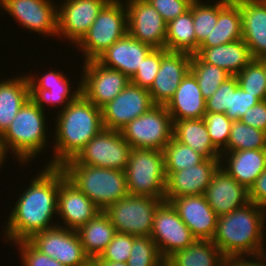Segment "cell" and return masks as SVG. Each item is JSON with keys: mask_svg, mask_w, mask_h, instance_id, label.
I'll list each match as a JSON object with an SVG mask.
<instances>
[{"mask_svg": "<svg viewBox=\"0 0 266 266\" xmlns=\"http://www.w3.org/2000/svg\"><path fill=\"white\" fill-rule=\"evenodd\" d=\"M190 72L195 76L201 93L206 100L231 76L224 69L203 62L196 54H192Z\"/></svg>", "mask_w": 266, "mask_h": 266, "instance_id": "35", "label": "cell"}, {"mask_svg": "<svg viewBox=\"0 0 266 266\" xmlns=\"http://www.w3.org/2000/svg\"><path fill=\"white\" fill-rule=\"evenodd\" d=\"M249 201L266 210V170L255 180L248 190Z\"/></svg>", "mask_w": 266, "mask_h": 266, "instance_id": "49", "label": "cell"}, {"mask_svg": "<svg viewBox=\"0 0 266 266\" xmlns=\"http://www.w3.org/2000/svg\"><path fill=\"white\" fill-rule=\"evenodd\" d=\"M101 210L70 180L65 178L59 184L57 214L65 228L78 230Z\"/></svg>", "mask_w": 266, "mask_h": 266, "instance_id": "23", "label": "cell"}, {"mask_svg": "<svg viewBox=\"0 0 266 266\" xmlns=\"http://www.w3.org/2000/svg\"><path fill=\"white\" fill-rule=\"evenodd\" d=\"M165 266H226V257L211 240H196L170 255Z\"/></svg>", "mask_w": 266, "mask_h": 266, "instance_id": "32", "label": "cell"}, {"mask_svg": "<svg viewBox=\"0 0 266 266\" xmlns=\"http://www.w3.org/2000/svg\"><path fill=\"white\" fill-rule=\"evenodd\" d=\"M204 197L218 216L231 213L250 202L248 190L221 166L214 173Z\"/></svg>", "mask_w": 266, "mask_h": 266, "instance_id": "22", "label": "cell"}, {"mask_svg": "<svg viewBox=\"0 0 266 266\" xmlns=\"http://www.w3.org/2000/svg\"><path fill=\"white\" fill-rule=\"evenodd\" d=\"M165 172H175L202 163L206 158L191 147L182 144L174 137L162 150Z\"/></svg>", "mask_w": 266, "mask_h": 266, "instance_id": "36", "label": "cell"}, {"mask_svg": "<svg viewBox=\"0 0 266 266\" xmlns=\"http://www.w3.org/2000/svg\"><path fill=\"white\" fill-rule=\"evenodd\" d=\"M242 16V39L254 59L266 56V2L237 0Z\"/></svg>", "mask_w": 266, "mask_h": 266, "instance_id": "24", "label": "cell"}, {"mask_svg": "<svg viewBox=\"0 0 266 266\" xmlns=\"http://www.w3.org/2000/svg\"><path fill=\"white\" fill-rule=\"evenodd\" d=\"M0 6L28 30L53 36L58 34V7L50 0H3Z\"/></svg>", "mask_w": 266, "mask_h": 266, "instance_id": "19", "label": "cell"}, {"mask_svg": "<svg viewBox=\"0 0 266 266\" xmlns=\"http://www.w3.org/2000/svg\"><path fill=\"white\" fill-rule=\"evenodd\" d=\"M87 266H96L92 261Z\"/></svg>", "mask_w": 266, "mask_h": 266, "instance_id": "54", "label": "cell"}, {"mask_svg": "<svg viewBox=\"0 0 266 266\" xmlns=\"http://www.w3.org/2000/svg\"><path fill=\"white\" fill-rule=\"evenodd\" d=\"M66 178L64 170L46 166L29 184L11 210L5 237L13 242L29 240L34 234L58 225H52L57 213L59 184Z\"/></svg>", "mask_w": 266, "mask_h": 266, "instance_id": "1", "label": "cell"}, {"mask_svg": "<svg viewBox=\"0 0 266 266\" xmlns=\"http://www.w3.org/2000/svg\"><path fill=\"white\" fill-rule=\"evenodd\" d=\"M201 2L200 0H194L190 5L196 35V52L208 35H210L213 28H215L218 19V2L214 5Z\"/></svg>", "mask_w": 266, "mask_h": 266, "instance_id": "38", "label": "cell"}, {"mask_svg": "<svg viewBox=\"0 0 266 266\" xmlns=\"http://www.w3.org/2000/svg\"><path fill=\"white\" fill-rule=\"evenodd\" d=\"M192 54L161 48V64L153 84L148 89L154 104L166 105L174 96L182 79L190 71Z\"/></svg>", "mask_w": 266, "mask_h": 266, "instance_id": "17", "label": "cell"}, {"mask_svg": "<svg viewBox=\"0 0 266 266\" xmlns=\"http://www.w3.org/2000/svg\"><path fill=\"white\" fill-rule=\"evenodd\" d=\"M134 236L116 232L112 241L107 245L100 256L93 260H106L111 262H127L131 254Z\"/></svg>", "mask_w": 266, "mask_h": 266, "instance_id": "42", "label": "cell"}, {"mask_svg": "<svg viewBox=\"0 0 266 266\" xmlns=\"http://www.w3.org/2000/svg\"><path fill=\"white\" fill-rule=\"evenodd\" d=\"M27 77L30 85V99L42 110H45L43 103L65 104L64 109L81 93V83L79 82V87L71 94L69 80L61 72H47L38 79L29 75Z\"/></svg>", "mask_w": 266, "mask_h": 266, "instance_id": "25", "label": "cell"}, {"mask_svg": "<svg viewBox=\"0 0 266 266\" xmlns=\"http://www.w3.org/2000/svg\"><path fill=\"white\" fill-rule=\"evenodd\" d=\"M128 33L152 48H165L166 26L160 13L147 0H126Z\"/></svg>", "mask_w": 266, "mask_h": 266, "instance_id": "15", "label": "cell"}, {"mask_svg": "<svg viewBox=\"0 0 266 266\" xmlns=\"http://www.w3.org/2000/svg\"><path fill=\"white\" fill-rule=\"evenodd\" d=\"M173 137L206 159L221 158V153L214 147L203 118L175 120Z\"/></svg>", "mask_w": 266, "mask_h": 266, "instance_id": "30", "label": "cell"}, {"mask_svg": "<svg viewBox=\"0 0 266 266\" xmlns=\"http://www.w3.org/2000/svg\"><path fill=\"white\" fill-rule=\"evenodd\" d=\"M265 137L266 132L246 125L240 120L233 121L224 152L265 149Z\"/></svg>", "mask_w": 266, "mask_h": 266, "instance_id": "37", "label": "cell"}, {"mask_svg": "<svg viewBox=\"0 0 266 266\" xmlns=\"http://www.w3.org/2000/svg\"><path fill=\"white\" fill-rule=\"evenodd\" d=\"M192 10L169 21L166 26L165 49L168 51L196 53V35Z\"/></svg>", "mask_w": 266, "mask_h": 266, "instance_id": "34", "label": "cell"}, {"mask_svg": "<svg viewBox=\"0 0 266 266\" xmlns=\"http://www.w3.org/2000/svg\"><path fill=\"white\" fill-rule=\"evenodd\" d=\"M131 150L121 131L103 129L73 159L81 165L125 171Z\"/></svg>", "mask_w": 266, "mask_h": 266, "instance_id": "10", "label": "cell"}, {"mask_svg": "<svg viewBox=\"0 0 266 266\" xmlns=\"http://www.w3.org/2000/svg\"><path fill=\"white\" fill-rule=\"evenodd\" d=\"M239 86L236 76H230L217 89V91L206 100V112L225 113L230 108V92Z\"/></svg>", "mask_w": 266, "mask_h": 266, "instance_id": "44", "label": "cell"}, {"mask_svg": "<svg viewBox=\"0 0 266 266\" xmlns=\"http://www.w3.org/2000/svg\"><path fill=\"white\" fill-rule=\"evenodd\" d=\"M83 250L92 261L100 256L116 233L109 217L104 211L96 214L88 223L77 230Z\"/></svg>", "mask_w": 266, "mask_h": 266, "instance_id": "33", "label": "cell"}, {"mask_svg": "<svg viewBox=\"0 0 266 266\" xmlns=\"http://www.w3.org/2000/svg\"><path fill=\"white\" fill-rule=\"evenodd\" d=\"M5 154H7V153H6V151H5L3 145L1 144V141H0V166L1 167H2V163H4L3 161H4L5 157H6Z\"/></svg>", "mask_w": 266, "mask_h": 266, "instance_id": "52", "label": "cell"}, {"mask_svg": "<svg viewBox=\"0 0 266 266\" xmlns=\"http://www.w3.org/2000/svg\"><path fill=\"white\" fill-rule=\"evenodd\" d=\"M172 121L202 119L206 113L203 97L195 76L189 71L182 79L174 96L165 105Z\"/></svg>", "mask_w": 266, "mask_h": 266, "instance_id": "26", "label": "cell"}, {"mask_svg": "<svg viewBox=\"0 0 266 266\" xmlns=\"http://www.w3.org/2000/svg\"><path fill=\"white\" fill-rule=\"evenodd\" d=\"M240 121L266 132V100H262L255 106L249 108L243 117H241Z\"/></svg>", "mask_w": 266, "mask_h": 266, "instance_id": "48", "label": "cell"}, {"mask_svg": "<svg viewBox=\"0 0 266 266\" xmlns=\"http://www.w3.org/2000/svg\"><path fill=\"white\" fill-rule=\"evenodd\" d=\"M120 0H110L97 15L88 32L77 43L87 60L101 53L128 33L127 9ZM124 5V6H123ZM84 50V51H83Z\"/></svg>", "mask_w": 266, "mask_h": 266, "instance_id": "7", "label": "cell"}, {"mask_svg": "<svg viewBox=\"0 0 266 266\" xmlns=\"http://www.w3.org/2000/svg\"><path fill=\"white\" fill-rule=\"evenodd\" d=\"M120 131L132 148L163 150L173 137V121L165 105L155 104Z\"/></svg>", "mask_w": 266, "mask_h": 266, "instance_id": "8", "label": "cell"}, {"mask_svg": "<svg viewBox=\"0 0 266 266\" xmlns=\"http://www.w3.org/2000/svg\"><path fill=\"white\" fill-rule=\"evenodd\" d=\"M214 147L222 154L228 144L233 121L225 113L206 112L203 117Z\"/></svg>", "mask_w": 266, "mask_h": 266, "instance_id": "41", "label": "cell"}, {"mask_svg": "<svg viewBox=\"0 0 266 266\" xmlns=\"http://www.w3.org/2000/svg\"><path fill=\"white\" fill-rule=\"evenodd\" d=\"M170 203L197 240L213 238L218 215L207 203L204 194L180 196Z\"/></svg>", "mask_w": 266, "mask_h": 266, "instance_id": "20", "label": "cell"}, {"mask_svg": "<svg viewBox=\"0 0 266 266\" xmlns=\"http://www.w3.org/2000/svg\"><path fill=\"white\" fill-rule=\"evenodd\" d=\"M30 98L28 77L0 82V136L6 131L23 104Z\"/></svg>", "mask_w": 266, "mask_h": 266, "instance_id": "31", "label": "cell"}, {"mask_svg": "<svg viewBox=\"0 0 266 266\" xmlns=\"http://www.w3.org/2000/svg\"><path fill=\"white\" fill-rule=\"evenodd\" d=\"M221 154V167L239 184L243 185L247 190L253 185L255 180L266 170V150L265 149H249L233 152H224ZM227 154V155H226ZM227 166H222L224 159ZM229 156V157H228Z\"/></svg>", "mask_w": 266, "mask_h": 266, "instance_id": "27", "label": "cell"}, {"mask_svg": "<svg viewBox=\"0 0 266 266\" xmlns=\"http://www.w3.org/2000/svg\"><path fill=\"white\" fill-rule=\"evenodd\" d=\"M246 255H239V256H232L229 258H226V266H266V264L264 263V258H266V254L260 253V254H256V255H251V257L254 259L256 258L257 261H252L253 259L249 260H245L244 257Z\"/></svg>", "mask_w": 266, "mask_h": 266, "instance_id": "50", "label": "cell"}, {"mask_svg": "<svg viewBox=\"0 0 266 266\" xmlns=\"http://www.w3.org/2000/svg\"><path fill=\"white\" fill-rule=\"evenodd\" d=\"M28 241L38 251L64 266H87L91 262L83 250L78 232L64 225L38 232Z\"/></svg>", "mask_w": 266, "mask_h": 266, "instance_id": "11", "label": "cell"}, {"mask_svg": "<svg viewBox=\"0 0 266 266\" xmlns=\"http://www.w3.org/2000/svg\"><path fill=\"white\" fill-rule=\"evenodd\" d=\"M260 102L254 95L245 92L238 86L234 92H230V108L225 115L232 121L240 120L249 108Z\"/></svg>", "mask_w": 266, "mask_h": 266, "instance_id": "45", "label": "cell"}, {"mask_svg": "<svg viewBox=\"0 0 266 266\" xmlns=\"http://www.w3.org/2000/svg\"><path fill=\"white\" fill-rule=\"evenodd\" d=\"M57 10V36L78 43L110 0H64ZM61 33V34H60Z\"/></svg>", "mask_w": 266, "mask_h": 266, "instance_id": "16", "label": "cell"}, {"mask_svg": "<svg viewBox=\"0 0 266 266\" xmlns=\"http://www.w3.org/2000/svg\"><path fill=\"white\" fill-rule=\"evenodd\" d=\"M153 49L150 45L142 43L127 33L95 60L102 66L118 70L131 79L142 64V60Z\"/></svg>", "mask_w": 266, "mask_h": 266, "instance_id": "21", "label": "cell"}, {"mask_svg": "<svg viewBox=\"0 0 266 266\" xmlns=\"http://www.w3.org/2000/svg\"><path fill=\"white\" fill-rule=\"evenodd\" d=\"M161 64V48H154L138 68L137 72L130 79V82L149 89L154 82V79L159 71Z\"/></svg>", "mask_w": 266, "mask_h": 266, "instance_id": "43", "label": "cell"}, {"mask_svg": "<svg viewBox=\"0 0 266 266\" xmlns=\"http://www.w3.org/2000/svg\"><path fill=\"white\" fill-rule=\"evenodd\" d=\"M43 111L29 98L0 136L6 153L8 149H12L16 158L23 164L39 154L47 144Z\"/></svg>", "mask_w": 266, "mask_h": 266, "instance_id": "5", "label": "cell"}, {"mask_svg": "<svg viewBox=\"0 0 266 266\" xmlns=\"http://www.w3.org/2000/svg\"><path fill=\"white\" fill-rule=\"evenodd\" d=\"M84 63L81 93L98 108L113 100L130 82L124 73L106 68L96 60Z\"/></svg>", "mask_w": 266, "mask_h": 266, "instance_id": "14", "label": "cell"}, {"mask_svg": "<svg viewBox=\"0 0 266 266\" xmlns=\"http://www.w3.org/2000/svg\"><path fill=\"white\" fill-rule=\"evenodd\" d=\"M55 131L54 159L46 166L61 167L103 129L102 112L82 93L59 111Z\"/></svg>", "mask_w": 266, "mask_h": 266, "instance_id": "2", "label": "cell"}, {"mask_svg": "<svg viewBox=\"0 0 266 266\" xmlns=\"http://www.w3.org/2000/svg\"><path fill=\"white\" fill-rule=\"evenodd\" d=\"M195 54L203 62L222 68L231 76H236L254 59L243 39L211 48H198Z\"/></svg>", "mask_w": 266, "mask_h": 266, "instance_id": "28", "label": "cell"}, {"mask_svg": "<svg viewBox=\"0 0 266 266\" xmlns=\"http://www.w3.org/2000/svg\"><path fill=\"white\" fill-rule=\"evenodd\" d=\"M125 174L129 195L164 200L166 174L162 150L132 148Z\"/></svg>", "mask_w": 266, "mask_h": 266, "instance_id": "6", "label": "cell"}, {"mask_svg": "<svg viewBox=\"0 0 266 266\" xmlns=\"http://www.w3.org/2000/svg\"><path fill=\"white\" fill-rule=\"evenodd\" d=\"M128 266H165L157 244L151 237L134 236Z\"/></svg>", "mask_w": 266, "mask_h": 266, "instance_id": "39", "label": "cell"}, {"mask_svg": "<svg viewBox=\"0 0 266 266\" xmlns=\"http://www.w3.org/2000/svg\"><path fill=\"white\" fill-rule=\"evenodd\" d=\"M266 210L253 202L218 216L217 226L211 241L226 258L239 255H256L263 248Z\"/></svg>", "mask_w": 266, "mask_h": 266, "instance_id": "3", "label": "cell"}, {"mask_svg": "<svg viewBox=\"0 0 266 266\" xmlns=\"http://www.w3.org/2000/svg\"><path fill=\"white\" fill-rule=\"evenodd\" d=\"M96 266H128L127 262H111L106 260H92Z\"/></svg>", "mask_w": 266, "mask_h": 266, "instance_id": "51", "label": "cell"}, {"mask_svg": "<svg viewBox=\"0 0 266 266\" xmlns=\"http://www.w3.org/2000/svg\"><path fill=\"white\" fill-rule=\"evenodd\" d=\"M264 66V70L266 73V56L258 59Z\"/></svg>", "mask_w": 266, "mask_h": 266, "instance_id": "53", "label": "cell"}, {"mask_svg": "<svg viewBox=\"0 0 266 266\" xmlns=\"http://www.w3.org/2000/svg\"><path fill=\"white\" fill-rule=\"evenodd\" d=\"M61 168L66 178L101 211L128 195L125 171L81 165L73 158L66 161Z\"/></svg>", "mask_w": 266, "mask_h": 266, "instance_id": "4", "label": "cell"}, {"mask_svg": "<svg viewBox=\"0 0 266 266\" xmlns=\"http://www.w3.org/2000/svg\"><path fill=\"white\" fill-rule=\"evenodd\" d=\"M150 237L157 244L164 260L197 240L181 220L177 210L166 201H163L154 213Z\"/></svg>", "mask_w": 266, "mask_h": 266, "instance_id": "12", "label": "cell"}, {"mask_svg": "<svg viewBox=\"0 0 266 266\" xmlns=\"http://www.w3.org/2000/svg\"><path fill=\"white\" fill-rule=\"evenodd\" d=\"M239 86L259 101L266 100V73L263 64L253 59L236 75Z\"/></svg>", "mask_w": 266, "mask_h": 266, "instance_id": "40", "label": "cell"}, {"mask_svg": "<svg viewBox=\"0 0 266 266\" xmlns=\"http://www.w3.org/2000/svg\"><path fill=\"white\" fill-rule=\"evenodd\" d=\"M242 39V16L237 0L218 1V19L215 28L199 48H211Z\"/></svg>", "mask_w": 266, "mask_h": 266, "instance_id": "29", "label": "cell"}, {"mask_svg": "<svg viewBox=\"0 0 266 266\" xmlns=\"http://www.w3.org/2000/svg\"><path fill=\"white\" fill-rule=\"evenodd\" d=\"M154 105L148 89L129 82L113 100L101 108L104 129L120 131Z\"/></svg>", "mask_w": 266, "mask_h": 266, "instance_id": "13", "label": "cell"}, {"mask_svg": "<svg viewBox=\"0 0 266 266\" xmlns=\"http://www.w3.org/2000/svg\"><path fill=\"white\" fill-rule=\"evenodd\" d=\"M161 198L127 195L108 206L104 212L109 217L116 232L133 236L150 237L153 217Z\"/></svg>", "mask_w": 266, "mask_h": 266, "instance_id": "9", "label": "cell"}, {"mask_svg": "<svg viewBox=\"0 0 266 266\" xmlns=\"http://www.w3.org/2000/svg\"><path fill=\"white\" fill-rule=\"evenodd\" d=\"M15 243L20 248L23 266H64L56 259L38 251L28 240Z\"/></svg>", "mask_w": 266, "mask_h": 266, "instance_id": "46", "label": "cell"}, {"mask_svg": "<svg viewBox=\"0 0 266 266\" xmlns=\"http://www.w3.org/2000/svg\"><path fill=\"white\" fill-rule=\"evenodd\" d=\"M160 13L163 20L169 21L184 14L190 9L194 0H147Z\"/></svg>", "mask_w": 266, "mask_h": 266, "instance_id": "47", "label": "cell"}, {"mask_svg": "<svg viewBox=\"0 0 266 266\" xmlns=\"http://www.w3.org/2000/svg\"><path fill=\"white\" fill-rule=\"evenodd\" d=\"M221 158L205 159L202 163L175 172H165L164 201L187 195L204 194L214 173L221 166Z\"/></svg>", "mask_w": 266, "mask_h": 266, "instance_id": "18", "label": "cell"}]
</instances>
